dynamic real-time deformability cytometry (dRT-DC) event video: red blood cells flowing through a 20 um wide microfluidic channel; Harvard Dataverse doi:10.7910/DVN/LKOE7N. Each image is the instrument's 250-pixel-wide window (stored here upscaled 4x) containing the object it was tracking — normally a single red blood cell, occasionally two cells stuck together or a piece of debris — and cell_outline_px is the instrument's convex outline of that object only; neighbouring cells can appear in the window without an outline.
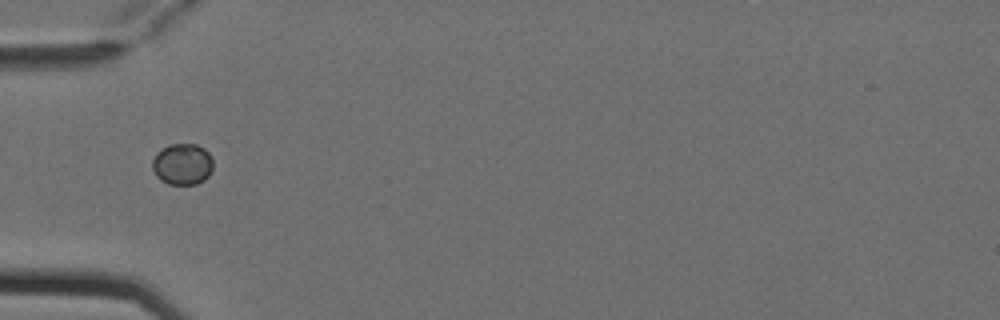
{"species": "Egyptian fruit bat (a non-hibernating species)", "species_latin": "Rousettus aegyptiacus", "temperature_condition": "cold", "stored_images_in_passage": 4, "camera_frame_rate_fps": 3000, "um_per_image_px": 0.085, "animal": {"sex": "female"}, "frame": {"image": 1, "passage_image": 1, "time_ms": 0.0, "image_size_px": [1000, 320], "cell_outline_px": [[212, 168], [208, 176], [204, 180], [196, 184], [168, 184], [160, 180], [156, 176], [152, 168], [152, 160], [156, 152], [168, 144], [196, 144], [204, 148], [208, 152], [212, 160]], "centroid_in_image_um": [15.48, 13.95], "position_along_channel_um": 69.5, "area_um2": 14.74}}
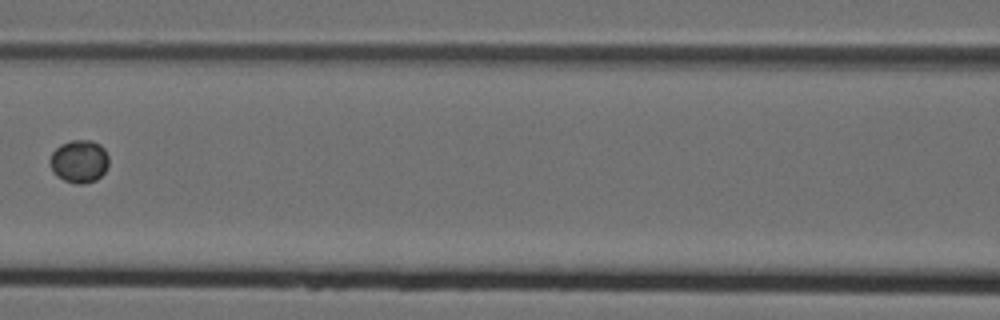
{"frame": {"image": 2, "passage_image": 3, "time_ms": 0.667, "image_size_px": [1000, 320], "cell_outline_px": [[108, 164], [104, 172], [96, 180], [84, 184], [76, 184], [64, 180], [56, 176], [52, 172], [48, 160], [52, 152], [60, 144], [72, 140], [92, 140], [100, 144], [104, 148], [108, 156]], "centroid_in_image_um": [6.71, 13.71], "position_along_channel_um": 159.9, "area_um2": 14.91}}
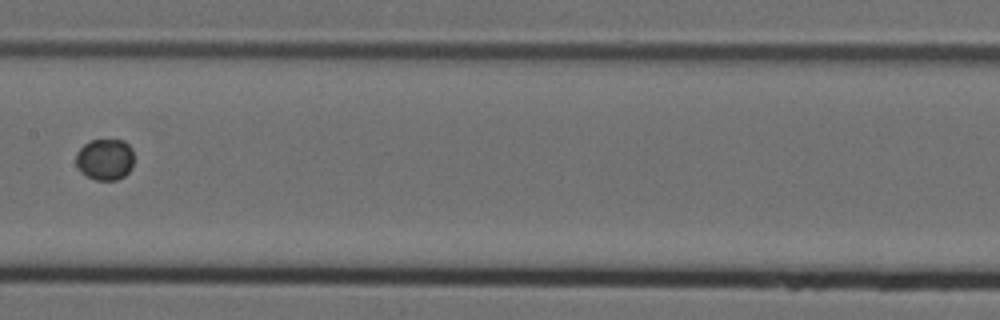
{"frame": {"image": 3, "passage_image": 4, "time_ms": 1.0, "image_size_px": [1000, 320], "cell_outline_px": [[132, 168], [124, 176], [116, 180], [96, 180], [80, 172], [76, 164], [76, 152], [84, 144], [92, 140], [124, 140], [132, 148]], "centroid_in_image_um": [8.91, 13.55], "position_along_channel_um": 198.5, "area_um2": 13.99}}